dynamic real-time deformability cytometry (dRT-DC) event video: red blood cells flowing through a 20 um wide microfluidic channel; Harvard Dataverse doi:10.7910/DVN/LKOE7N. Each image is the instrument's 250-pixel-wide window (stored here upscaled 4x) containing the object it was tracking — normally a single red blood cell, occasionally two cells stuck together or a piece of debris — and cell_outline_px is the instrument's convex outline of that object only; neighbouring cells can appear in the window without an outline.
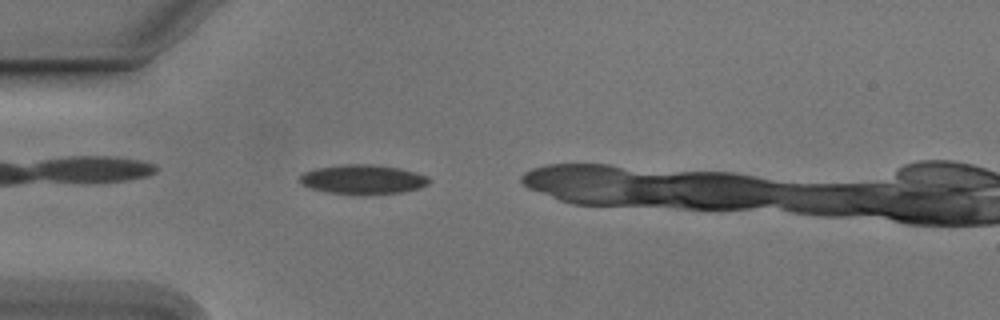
{"species": "Egyptian fruit bat (a non-hibernating species)", "species_latin": "Rousettus aegyptiacus", "temperature_condition": "cold", "stored_images_in_passage": 25, "camera_frame_rate_fps": 3000, "um_per_image_px": 0.085, "animal": {"sex": "male"}, "frame": {"image": 1, "passage_image": 1, "time_ms": 0.0, "image_size_px": [1000, 320], "cell_outline_px": [[432, 180], [428, 184], [420, 188], [400, 192], [360, 196], [328, 192], [312, 188], [300, 184], [300, 176], [304, 172], [320, 168], [344, 164], [372, 164], [400, 168], [416, 172], [428, 176]], "centroid_in_image_um": [30.89, 15.26], "position_along_channel_um": 54.1, "area_um2": 22.37}}
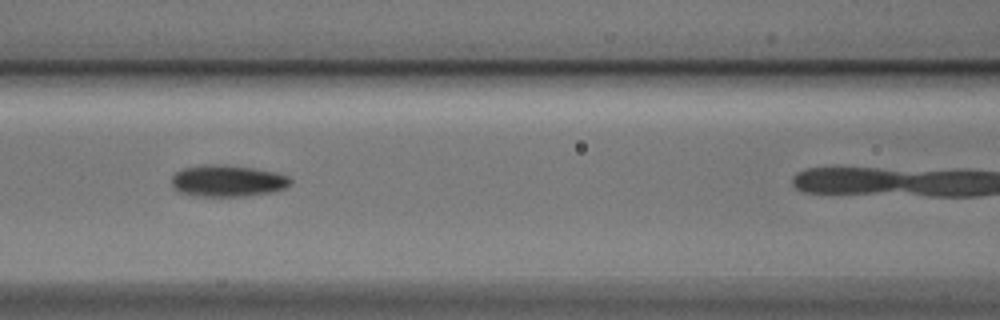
{"frame": {"image": 2, "passage_image": 9, "time_ms": 2.667, "image_size_px": [1000, 320], "cell_outline_px": [[292, 184], [284, 188], [272, 192], [244, 196], [196, 196], [176, 192], [172, 184], [172, 176], [176, 172], [184, 168], [252, 168], [276, 172], [288, 176], [292, 180]], "centroid_in_image_um": [19.39, 15.45], "position_along_channel_um": 147.2, "area_um2": 20.81}}
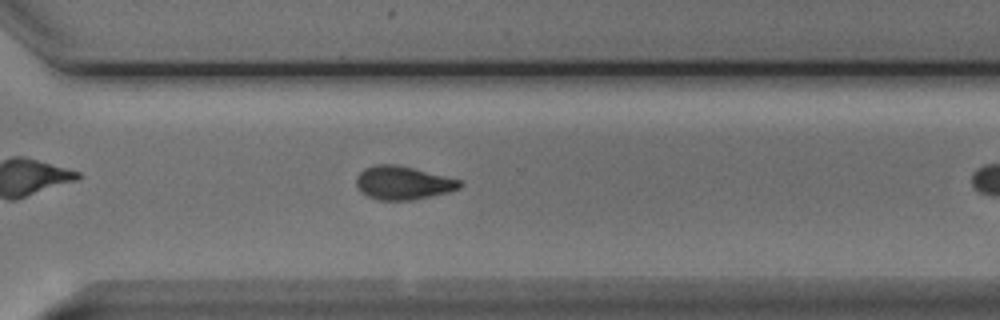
{"frame": {"image": 3, "passage_image": 24, "time_ms": 7.667, "image_size_px": [1000, 320], "cell_outline_px": [[464, 184], [460, 188], [448, 192], [412, 200], [376, 200], [360, 192], [356, 184], [356, 176], [364, 168], [376, 164], [392, 164], [412, 168], [460, 180]], "centroid_in_image_um": [34.22, 15.55], "position_along_channel_um": 336.4, "area_um2": 20.06}}